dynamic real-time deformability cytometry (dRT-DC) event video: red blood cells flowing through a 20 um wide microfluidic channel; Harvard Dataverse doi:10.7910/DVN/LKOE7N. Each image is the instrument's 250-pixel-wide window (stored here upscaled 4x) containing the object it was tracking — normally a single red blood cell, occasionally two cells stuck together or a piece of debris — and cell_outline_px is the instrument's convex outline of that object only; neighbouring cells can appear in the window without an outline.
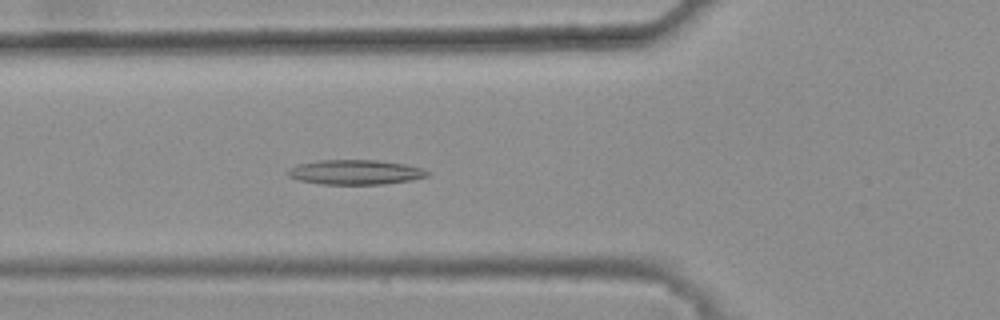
{"species": "common noctule bat (a hibernating species)", "species_latin": "Nyctalus noctula", "temperature_condition": "warm", "stored_images_in_passage": 32, "camera_frame_rate_fps": 3000, "um_per_image_px": 0.085, "animal": {"sex": "female", "body_mass_g": 25.1}, "frame": {"image": 1, "passage_image": 9, "time_ms": 2.667, "image_size_px": [1000, 320], "cell_outline_px": [[432, 172], [428, 176], [412, 180], [384, 184], [320, 184], [296, 180], [288, 176], [288, 172], [296, 164], [320, 160], [376, 160], [404, 164], [420, 168]], "centroid_in_image_um": [30.2, 14.64], "position_along_channel_um": 95.6, "area_um2": 20.11}}
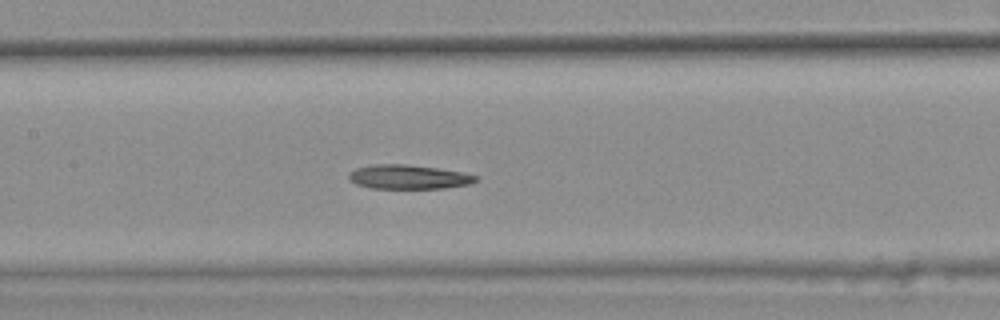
{"frame": {"image": 2, "passage_image": 15, "time_ms": 4.667, "image_size_px": [1000, 320], "cell_outline_px": [[480, 176], [472, 184], [444, 188], [372, 188], [356, 184], [348, 180], [348, 172], [356, 168], [372, 164], [408, 164], [436, 168], [460, 172]], "centroid_in_image_um": [34.69, 15.03], "position_along_channel_um": 172.7, "area_um2": 17.98}}
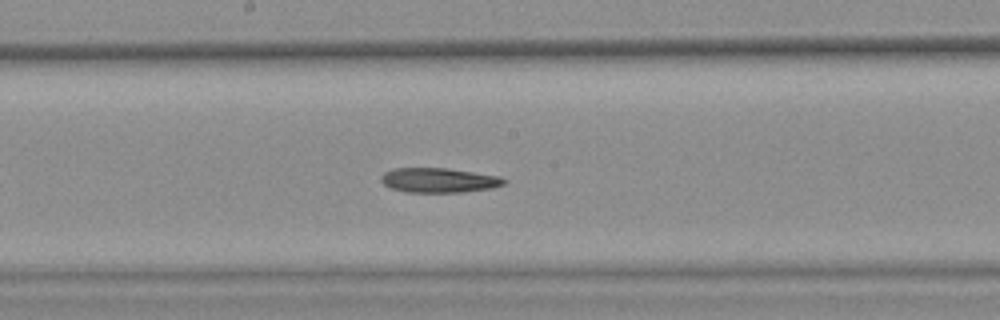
{"frame": {"image": 3, "passage_image": 18, "time_ms": 5.667, "image_size_px": [1000, 320], "cell_outline_px": [[508, 180], [504, 184], [492, 188], [460, 192], [408, 192], [392, 188], [384, 184], [380, 180], [380, 176], [384, 172], [392, 168], [448, 168], [500, 176]], "centroid_in_image_um": [37.3, 15.31], "position_along_channel_um": 210.9, "area_um2": 17.69}}